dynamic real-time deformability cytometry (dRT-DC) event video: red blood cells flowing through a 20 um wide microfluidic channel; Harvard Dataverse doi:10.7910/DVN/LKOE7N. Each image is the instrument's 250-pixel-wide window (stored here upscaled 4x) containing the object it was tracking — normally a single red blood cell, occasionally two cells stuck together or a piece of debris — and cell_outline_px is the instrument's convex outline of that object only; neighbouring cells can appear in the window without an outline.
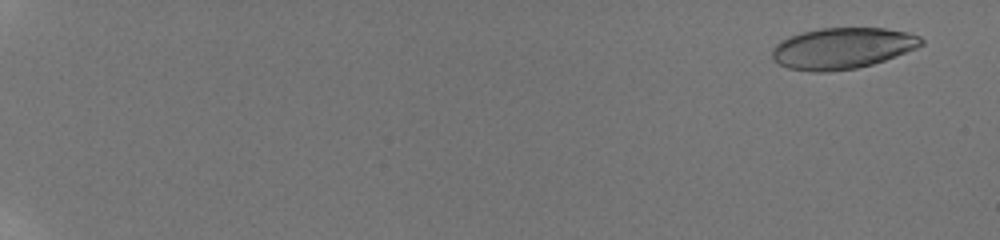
{"species": "human", "species_latin": "Homo sapiens", "temperature_condition": "room temperature", "stored_images_in_passage": 28, "camera_frame_rate_fps": 3000, "um_per_image_px": 0.085, "donor": {"sex": "male"}, "frame": {"image": 1, "passage_image": 3, "time_ms": 1.0, "image_size_px": [1000, 240], "cell_outline_px": [[924, 44], [916, 48], [896, 56], [872, 64], [856, 68], [828, 72], [812, 72], [788, 68], [772, 60], [772, 48], [776, 44], [788, 36], [820, 28], [884, 28], [908, 32], [920, 36], [924, 40]], "centroid_in_image_um": [71.59, 4.1], "position_along_channel_um": 13.4, "area_um2": 35.84}}
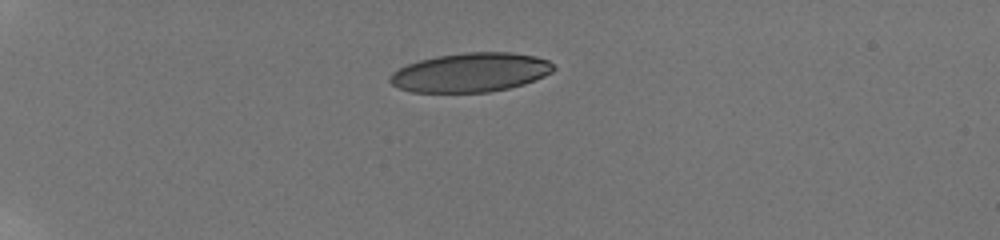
{"frame": {"image": 2, "passage_image": 14, "time_ms": 6.0, "image_size_px": [1000, 240], "cell_outline_px": [[556, 68], [552, 72], [544, 76], [524, 84], [508, 88], [488, 92], [412, 92], [400, 88], [392, 84], [388, 80], [388, 76], [392, 72], [408, 64], [420, 60], [436, 56], [464, 52], [512, 52], [536, 56], [548, 60]], "centroid_in_image_um": [40.0, 6.15], "position_along_channel_um": 45.0, "area_um2": 37.34}}
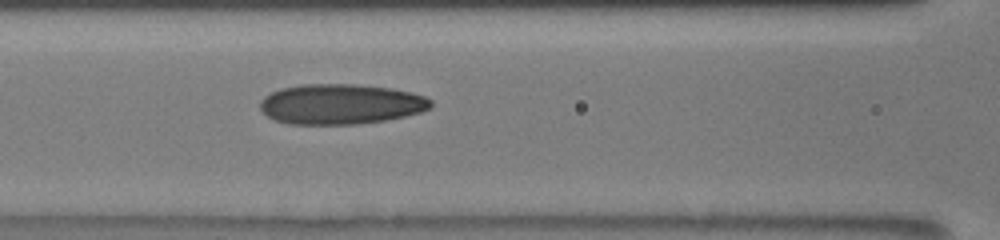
{"frame": {"image": 3, "passage_image": 23, "time_ms": 10.0, "image_size_px": [1000, 240], "cell_outline_px": [[432, 108], [420, 112], [404, 116], [384, 120], [356, 124], [288, 124], [276, 120], [268, 116], [260, 108], [260, 100], [264, 96], [280, 88], [300, 84], [352, 84], [392, 88], [424, 96], [432, 100]], "centroid_in_image_um": [28.95, 8.84], "position_along_channel_um": 137.7, "area_um2": 40.0}}